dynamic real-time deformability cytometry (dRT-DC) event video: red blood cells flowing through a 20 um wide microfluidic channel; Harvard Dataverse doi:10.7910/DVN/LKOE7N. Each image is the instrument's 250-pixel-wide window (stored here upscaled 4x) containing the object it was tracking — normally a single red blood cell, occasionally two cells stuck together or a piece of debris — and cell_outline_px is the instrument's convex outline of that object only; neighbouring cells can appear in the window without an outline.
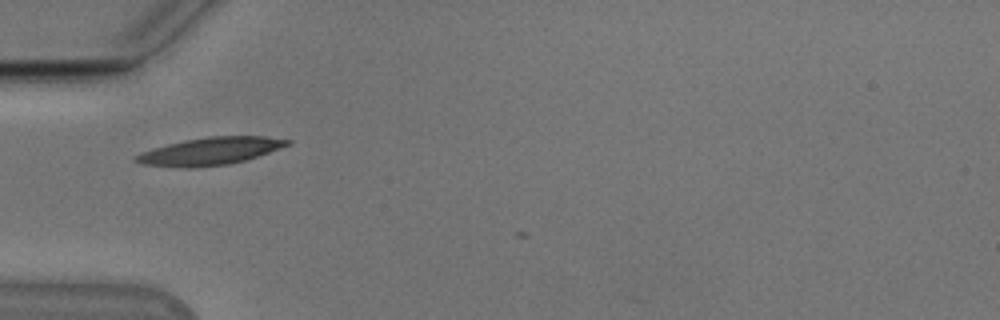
{"species": "Egyptian fruit bat (a non-hibernating species)", "species_latin": "Rousettus aegyptiacus", "temperature_condition": "cold", "stored_images_in_passage": 3, "camera_frame_rate_fps": 3000, "um_per_image_px": 0.085, "animal": {"sex": "male"}, "frame": {"image": 1, "passage_image": 1, "time_ms": 0.0, "image_size_px": [1000, 320], "cell_outline_px": [[292, 144], [244, 160], [228, 164], [192, 168], [184, 168], [144, 164], [132, 160], [132, 156], [140, 152], [168, 144], [184, 140], [208, 136], [264, 136], [292, 140]], "centroid_in_image_um": [17.83, 12.84], "position_along_channel_um": 67.2, "area_um2": 24.22}}